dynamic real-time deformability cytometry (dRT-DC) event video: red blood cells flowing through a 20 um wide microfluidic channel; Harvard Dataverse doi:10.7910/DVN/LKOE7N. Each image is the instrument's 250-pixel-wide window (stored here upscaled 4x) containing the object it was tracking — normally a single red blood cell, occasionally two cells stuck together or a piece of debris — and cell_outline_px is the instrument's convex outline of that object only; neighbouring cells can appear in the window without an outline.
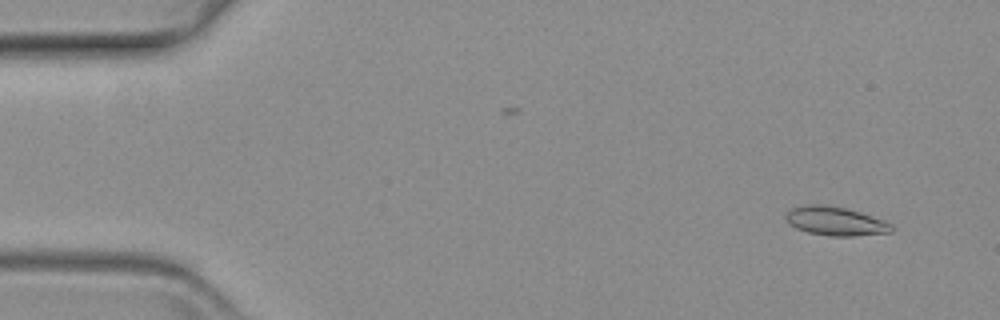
{"species": "common noctule bat (a hibernating species)", "species_latin": "Nyctalus noctula", "temperature_condition": "warm", "stored_images_in_passage": 15, "camera_frame_rate_fps": 3000, "um_per_image_px": 0.085, "animal": {"sex": "female", "body_mass_g": 19.3, "forearm_length_mm": 54.1}, "frame": {"image": 1, "passage_image": 5, "time_ms": 1.333, "image_size_px": [1000, 320], "cell_outline_px": [[896, 228], [892, 232], [852, 236], [828, 236], [808, 232], [796, 228], [788, 224], [784, 220], [784, 212], [788, 208], [804, 204], [828, 204], [860, 212], [884, 220], [892, 224]], "centroid_in_image_um": [70.95, 18.78], "position_along_channel_um": 14.1, "area_um2": 18.26}}